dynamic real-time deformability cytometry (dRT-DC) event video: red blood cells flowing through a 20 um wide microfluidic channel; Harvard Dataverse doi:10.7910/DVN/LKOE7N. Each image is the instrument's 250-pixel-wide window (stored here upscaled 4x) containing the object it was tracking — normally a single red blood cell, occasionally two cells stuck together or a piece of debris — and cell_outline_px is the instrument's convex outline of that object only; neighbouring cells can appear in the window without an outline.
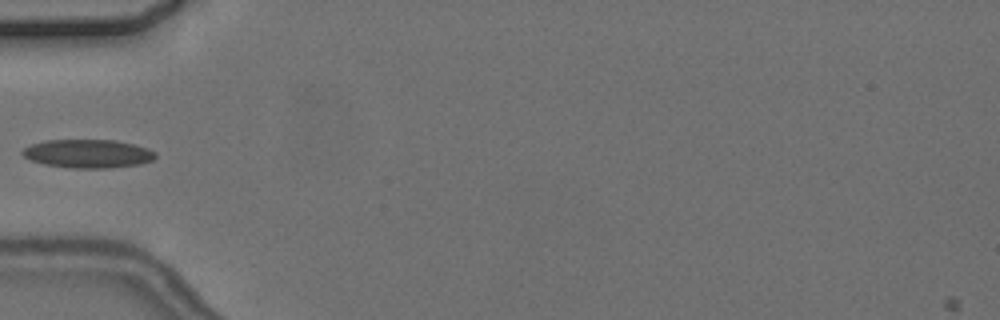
{"species": "common noctule bat (a hibernating species)", "species_latin": "Nyctalus noctula", "temperature_condition": "cold", "stored_images_in_passage": 5, "camera_frame_rate_fps": 3000, "um_per_image_px": 0.085, "animal": {"sex": "female", "body_mass_g": 24.6, "forearm_length_mm": 56.2}, "frame": {"image": 1, "passage_image": 5, "time_ms": 5.333, "image_size_px": [1000, 320], "cell_outline_px": [[156, 156], [152, 160], [140, 164], [108, 168], [68, 168], [44, 164], [32, 160], [24, 156], [20, 152], [24, 148], [32, 144], [44, 140], [116, 140], [148, 148], [156, 152]], "centroid_in_image_um": [7.47, 13.06], "position_along_channel_um": 77.5, "area_um2": 22.08}}